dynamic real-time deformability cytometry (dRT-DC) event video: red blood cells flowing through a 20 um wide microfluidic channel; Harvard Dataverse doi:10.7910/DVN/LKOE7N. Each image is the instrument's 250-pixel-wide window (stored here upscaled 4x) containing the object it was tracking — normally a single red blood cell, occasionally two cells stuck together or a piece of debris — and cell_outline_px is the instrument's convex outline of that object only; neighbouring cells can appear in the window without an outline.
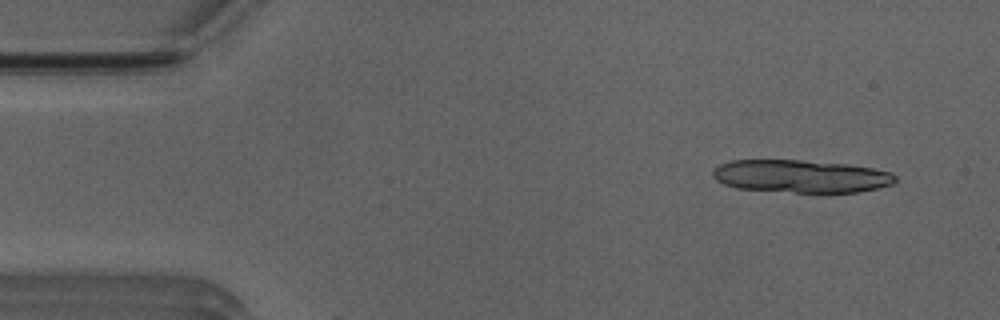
{"species": "Egyptian fruit bat (a non-hibernating species)", "species_latin": "Rousettus aegyptiacus", "temperature_condition": "room temperature", "stored_images_in_passage": 5, "camera_frame_rate_fps": 3000, "um_per_image_px": 0.085, "animal": {"sex": "male"}, "frame": {"image": 1, "passage_image": 4, "time_ms": 1.0, "image_size_px": [1000, 320], "cell_outline_px": [[896, 180], [892, 184], [860, 192], [796, 192], [736, 188], [724, 184], [716, 180], [712, 176], [712, 168], [720, 164], [732, 160], [800, 160], [848, 164], [872, 168], [892, 172], [896, 176]], "centroid_in_image_um": [68.06, 14.97], "position_along_channel_um": 16.9, "area_um2": 34.85}}